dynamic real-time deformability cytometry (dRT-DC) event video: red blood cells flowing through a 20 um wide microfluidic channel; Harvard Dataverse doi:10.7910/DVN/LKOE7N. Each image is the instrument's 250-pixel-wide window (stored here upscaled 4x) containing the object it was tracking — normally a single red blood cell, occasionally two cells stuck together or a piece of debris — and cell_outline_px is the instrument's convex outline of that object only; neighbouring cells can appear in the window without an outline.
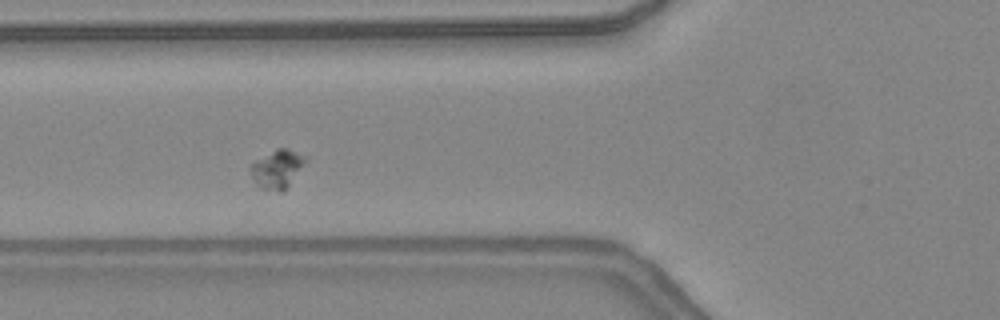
{"species": "common noctule bat (a hibernating species)", "species_latin": "Nyctalus noctula", "temperature_condition": "warm", "stored_images_in_passage": 40, "camera_frame_rate_fps": 3000, "um_per_image_px": 0.085, "animal": {"sex": "female", "body_mass_g": 24.6, "forearm_length_mm": 56.2}, "frame": {"image": 1, "passage_image": 10, "time_ms": 3.0, "image_size_px": [1000, 320], "cell_outline_px": [[308, 160], [284, 192], [280, 192], [260, 188], [256, 184], [248, 168], [256, 160], [276, 148], [288, 148], [308, 156]], "centroid_in_image_um": [23.59, 14.36], "position_along_channel_um": 102.2, "area_um2": 12.54}}
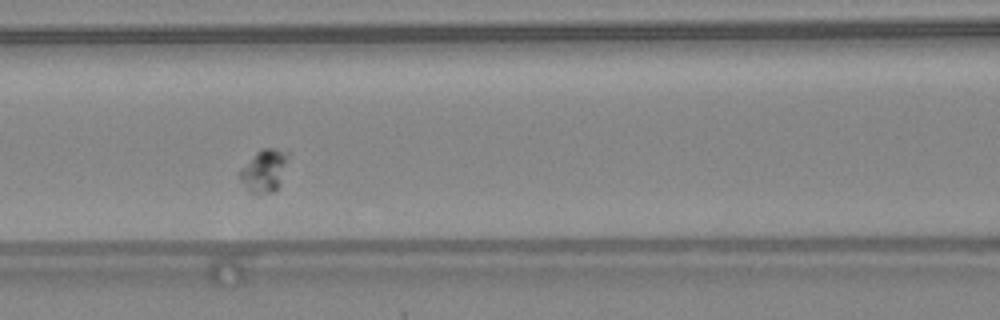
{"frame": {"image": 2, "passage_image": 13, "time_ms": 4.0, "image_size_px": [1000, 320], "cell_outline_px": [[288, 152], [280, 184], [276, 192], [252, 192], [240, 180], [240, 168], [260, 148], [276, 148]], "centroid_in_image_um": [22.45, 14.47], "position_along_channel_um": 144.2, "area_um2": 11.62}}
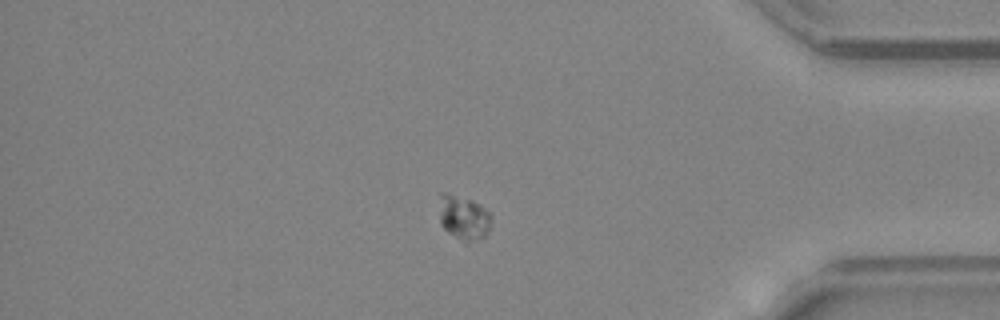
{"frame": {"image": 3, "passage_image": 33, "time_ms": 10.667, "image_size_px": [1000, 320], "cell_outline_px": [[492, 220], [488, 232], [480, 240], [468, 240], [456, 236], [448, 232], [440, 224], [440, 192], [444, 192], [472, 200], [480, 204], [492, 216]], "centroid_in_image_um": [39.43, 18.46], "position_along_channel_um": 395.8, "area_um2": 13.24}, "authors_computed_cell_mechanics": {"area_um2": 12.4848, "velocity_mm_per_s": 4.192, "shape_relaxation_time_tau1_ms": 1.1936, "shape_relaxation_time_tau2_ms": null, "deformation_change_tau1": 0.0385, "deformation_change_tau2": null}}